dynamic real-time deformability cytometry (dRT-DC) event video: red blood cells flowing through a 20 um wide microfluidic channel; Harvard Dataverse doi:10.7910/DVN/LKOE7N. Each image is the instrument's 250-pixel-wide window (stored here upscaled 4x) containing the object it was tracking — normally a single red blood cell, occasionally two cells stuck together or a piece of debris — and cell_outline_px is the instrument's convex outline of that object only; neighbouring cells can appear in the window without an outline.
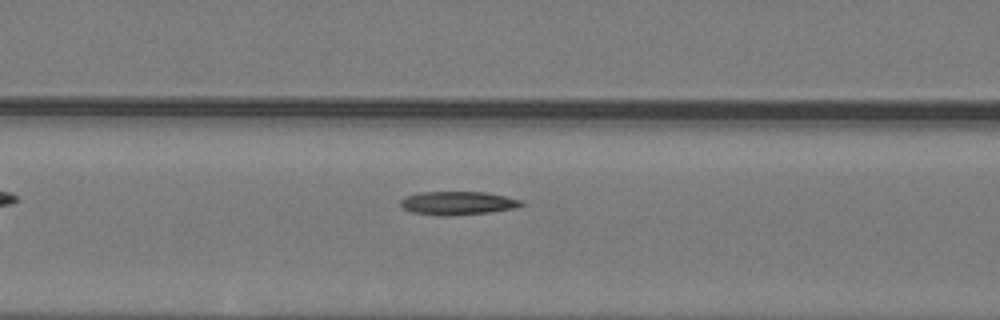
{"species": "common noctule bat (a hibernating species)", "species_latin": "Nyctalus noctula", "temperature_condition": "warm", "stored_images_in_passage": 8, "camera_frame_rate_fps": 3000, "um_per_image_px": 0.085, "animal": {"sex": "male", "body_mass_g": 19.2, "forearm_length_mm": 51.8}, "frame": {"image": 1, "passage_image": 7, "time_ms": 2.0, "image_size_px": [1000, 320], "cell_outline_px": [[524, 204], [516, 208], [488, 212], [452, 216], [440, 216], [412, 212], [404, 208], [400, 204], [400, 200], [404, 196], [420, 192], [484, 192], [524, 200]], "centroid_in_image_um": [38.9, 17.26], "position_along_channel_um": 127.7, "area_um2": 16.59}}